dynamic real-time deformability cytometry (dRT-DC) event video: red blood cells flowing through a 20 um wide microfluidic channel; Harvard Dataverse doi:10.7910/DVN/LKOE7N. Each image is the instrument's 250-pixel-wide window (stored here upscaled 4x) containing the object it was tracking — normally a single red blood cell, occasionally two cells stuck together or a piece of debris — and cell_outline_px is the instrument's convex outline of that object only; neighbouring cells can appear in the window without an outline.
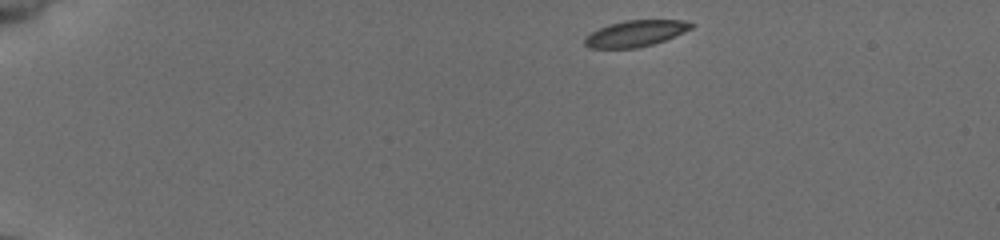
{"species": "common noctule bat (a hibernating species)", "species_latin": "Nyctalus noctula", "temperature_condition": "cold", "stored_images_in_passage": 44, "camera_frame_rate_fps": 3000, "um_per_image_px": 0.085, "animal": {"sex": "female", "body_mass_g": 19.5, "forearm_length_mm": 54.1}, "frame": {"image": 1, "passage_image": 1, "time_ms": 0.0, "image_size_px": [1000, 240], "cell_outline_px": [[696, 24], [692, 28], [664, 40], [652, 44], [636, 48], [588, 48], [584, 44], [584, 36], [608, 24], [628, 20], [684, 20]], "centroid_in_image_um": [54.0, 2.84], "position_along_channel_um": 31.0, "area_um2": 16.18}}
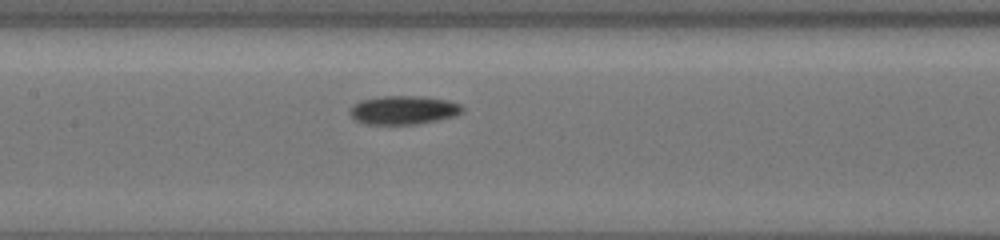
{"frame": {"image": 2, "passage_image": 19, "time_ms": 6.0, "image_size_px": [1000, 240], "cell_outline_px": [[464, 112], [456, 116], [416, 124], [364, 124], [356, 120], [348, 112], [348, 108], [352, 104], [360, 100], [384, 96], [424, 96], [448, 100], [460, 104], [464, 108]], "centroid_in_image_um": [34.29, 9.35], "position_along_channel_um": 173.1, "area_um2": 19.02}}
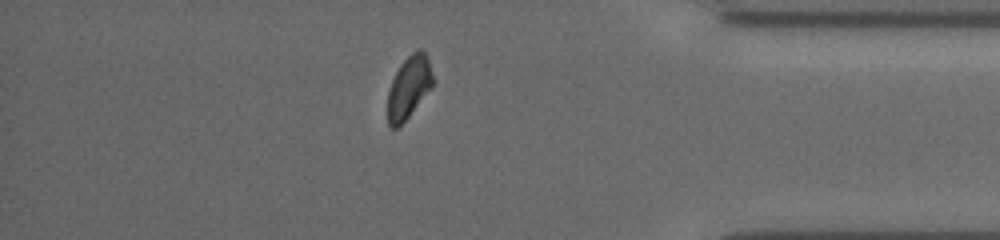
{"frame": {"image": 3, "passage_image": 38, "time_ms": 12.333, "image_size_px": [1000, 240], "cell_outline_px": [[432, 88], [408, 116], [396, 128], [392, 128], [388, 124], [388, 92], [392, 80], [400, 64], [412, 52], [420, 48], [424, 52], [428, 60], [432, 76]], "centroid_in_image_um": [34.74, 7.41], "position_along_channel_um": 400.5, "area_um2": 16.01}, "authors_computed_cell_mechanics": {"area_um2": 17.5423, "velocity_mm_per_s": 3.919, "shape_relaxation_time_tau1_ms": 8.1029, "shape_relaxation_time_tau2_ms": 5.4218, "deformation_change_tau1": 0.1433, "deformation_change_tau2": 0.0927}}